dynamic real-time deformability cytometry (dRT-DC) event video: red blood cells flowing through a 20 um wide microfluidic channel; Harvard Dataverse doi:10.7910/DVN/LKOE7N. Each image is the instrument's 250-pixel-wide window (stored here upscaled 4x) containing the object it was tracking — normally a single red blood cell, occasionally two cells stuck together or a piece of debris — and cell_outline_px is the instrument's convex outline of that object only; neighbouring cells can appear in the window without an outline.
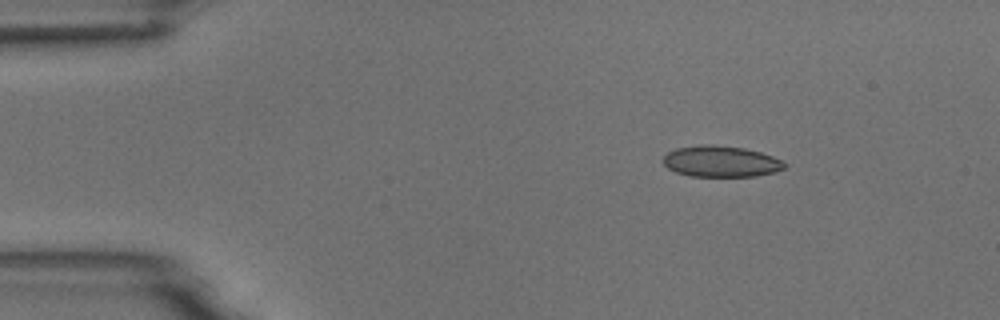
{"species": "common noctule bat (a hibernating species)", "species_latin": "Nyctalus noctula", "temperature_condition": "room temperature", "stored_images_in_passage": 4, "segment_of_instrument_passage": [1, 2], "camera_frame_rate_fps": 3000, "um_per_image_px": 0.085, "animal": {"sex": "male", "body_mass_g": 18.8}, "frame": {"image": 1, "passage_image": 1, "time_ms": 0.0, "image_size_px": [1000, 320], "cell_outline_px": [[788, 164], [784, 168], [776, 172], [756, 176], [692, 176], [676, 172], [668, 168], [664, 164], [664, 156], [668, 152], [676, 148], [700, 144], [712, 144], [744, 148], [760, 152], [772, 156]], "centroid_in_image_um": [61.29, 13.71], "position_along_channel_um": 23.7, "area_um2": 22.02}}